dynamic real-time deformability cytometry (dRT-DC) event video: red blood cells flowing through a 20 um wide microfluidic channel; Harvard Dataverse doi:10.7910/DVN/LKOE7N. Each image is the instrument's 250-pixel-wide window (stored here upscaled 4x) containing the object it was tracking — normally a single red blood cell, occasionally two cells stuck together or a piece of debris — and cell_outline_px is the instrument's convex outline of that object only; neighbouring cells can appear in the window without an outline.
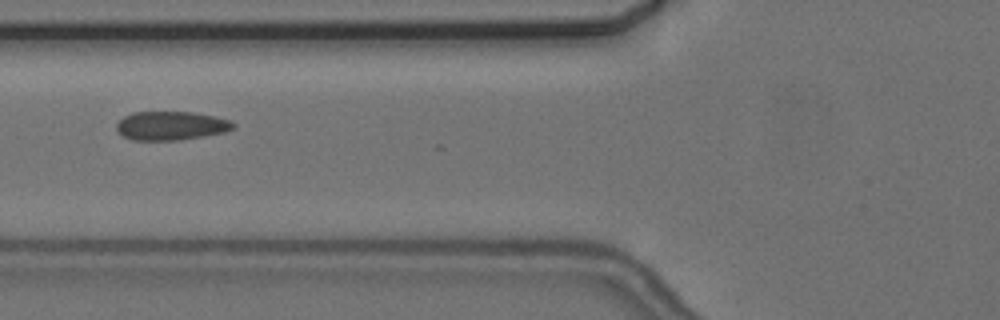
{"species": "common noctule bat (a hibernating species)", "species_latin": "Nyctalus noctula", "temperature_condition": "cold", "stored_images_in_passage": 3, "camera_frame_rate_fps": 3000, "um_per_image_px": 0.085, "animal": {"sex": "female", "body_mass_g": 24.6, "forearm_length_mm": 56.2}, "frame": {"image": 1, "passage_image": 2, "time_ms": 1.0, "image_size_px": [1000, 320], "cell_outline_px": [[236, 124], [232, 128], [224, 132], [176, 140], [132, 140], [124, 136], [116, 128], [116, 124], [124, 116], [132, 112], [192, 112], [216, 116], [232, 120]], "centroid_in_image_um": [14.54, 10.67], "position_along_channel_um": 111.3, "area_um2": 19.42}}
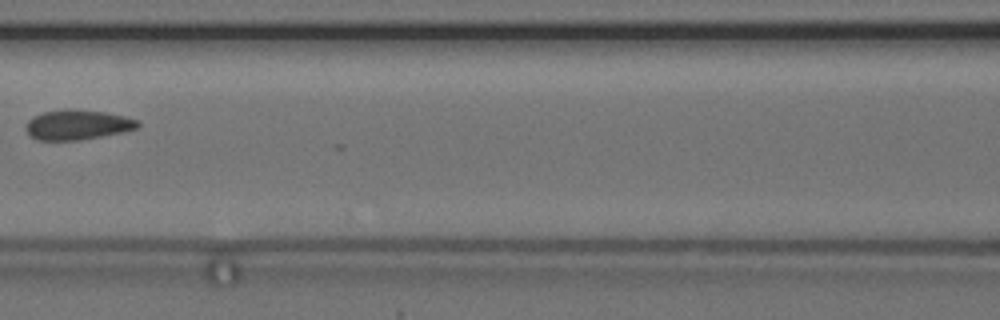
{"frame": {"image": 2, "passage_image": 3, "time_ms": 2.333, "image_size_px": [1000, 320], "cell_outline_px": [[140, 128], [124, 132], [80, 140], [36, 140], [28, 136], [24, 128], [28, 120], [32, 116], [44, 112], [64, 108], [76, 108], [104, 112], [124, 116], [140, 120]], "centroid_in_image_um": [6.58, 10.6], "position_along_channel_um": 160.0, "area_um2": 20.06}}